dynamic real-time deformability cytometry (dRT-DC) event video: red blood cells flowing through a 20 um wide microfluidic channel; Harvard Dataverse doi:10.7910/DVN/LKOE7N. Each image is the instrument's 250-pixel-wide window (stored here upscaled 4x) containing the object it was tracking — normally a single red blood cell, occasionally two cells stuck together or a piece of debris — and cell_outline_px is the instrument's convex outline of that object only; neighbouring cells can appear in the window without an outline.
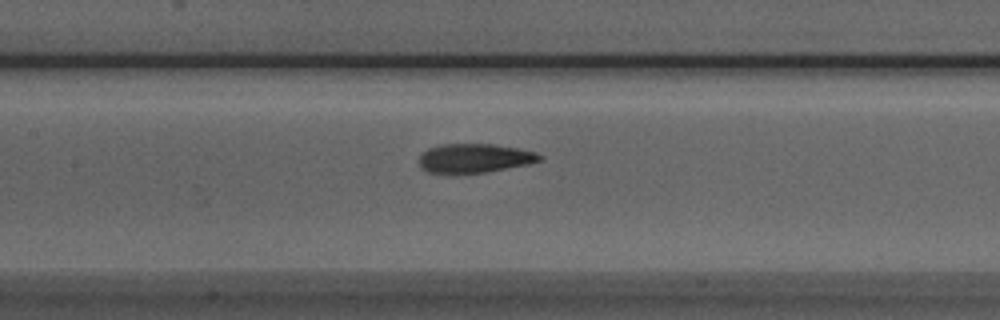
{"species": "Egyptian fruit bat (a non-hibernating species)", "species_latin": "Rousettus aegyptiacus", "temperature_condition": "room temperature", "stored_images_in_passage": 32, "camera_frame_rate_fps": 3000, "um_per_image_px": 0.085, "animal": {"sex": "male"}, "frame": {"image": 1, "passage_image": 8, "time_ms": 2.333, "image_size_px": [1000, 320], "cell_outline_px": [[544, 160], [528, 164], [484, 172], [452, 176], [424, 172], [420, 168], [420, 156], [428, 148], [440, 144], [492, 144], [516, 148], [536, 152], [544, 156]], "centroid_in_image_um": [40.28, 13.48], "position_along_channel_um": 167.1, "area_um2": 21.04}}
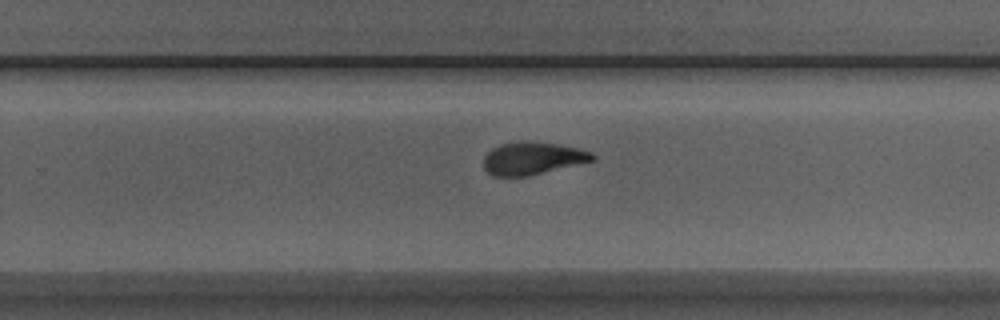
{"frame": {"image": 2, "passage_image": 17, "time_ms": 5.333, "image_size_px": [1000, 320], "cell_outline_px": [[596, 160], [528, 176], [492, 176], [484, 168], [484, 156], [492, 148], [500, 144], [520, 140], [528, 140], [556, 144], [576, 148], [592, 152], [596, 156]], "centroid_in_image_um": [45.26, 13.45], "position_along_channel_um": 284.5, "area_um2": 20.81}}
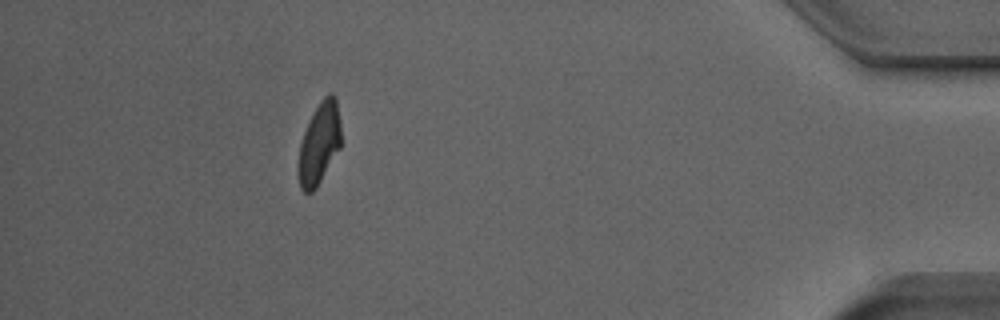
{"frame": {"image": 3, "passage_image": 31, "time_ms": 10.0, "image_size_px": [1000, 320], "cell_outline_px": [[340, 148], [316, 188], [312, 192], [304, 192], [300, 188], [296, 172], [300, 144], [304, 132], [320, 100], [328, 92], [332, 92], [336, 100], [340, 124]], "centroid_in_image_um": [27.11, 12.24], "position_along_channel_um": 408.1, "area_um2": 20.23}}